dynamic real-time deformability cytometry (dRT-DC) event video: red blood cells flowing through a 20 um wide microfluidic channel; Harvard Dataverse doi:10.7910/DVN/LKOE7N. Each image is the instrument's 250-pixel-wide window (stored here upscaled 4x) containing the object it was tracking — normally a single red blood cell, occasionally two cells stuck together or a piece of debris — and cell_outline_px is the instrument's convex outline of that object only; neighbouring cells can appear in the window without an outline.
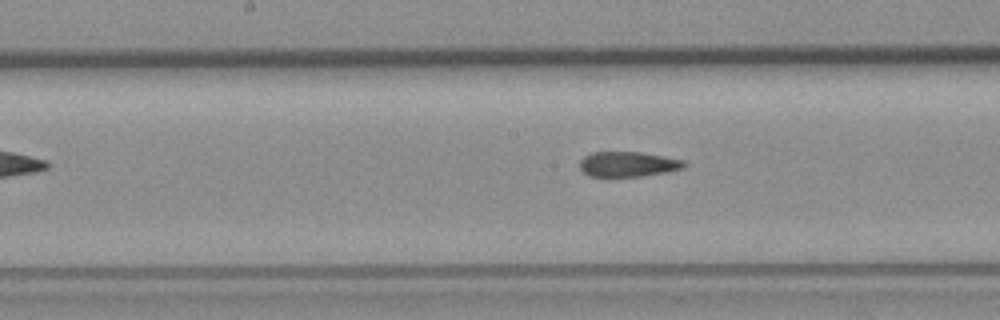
{"species": "common noctule bat (a hibernating species)", "species_latin": "Nyctalus noctula", "temperature_condition": "room temperature", "stored_images_in_passage": 18, "camera_frame_rate_fps": 3000, "um_per_image_px": 0.085, "animal": {"sex": "female", "body_mass_g": 19.3, "forearm_length_mm": 54.1}, "frame": {"image": 1, "passage_image": 13, "time_ms": 4.0, "image_size_px": [1000, 320], "cell_outline_px": [[688, 164], [684, 168], [668, 172], [644, 176], [588, 176], [580, 168], [580, 160], [584, 156], [592, 152], [640, 152], [664, 156], [684, 160]], "centroid_in_image_um": [53.42, 13.95], "position_along_channel_um": 194.8, "area_um2": 15.37}}